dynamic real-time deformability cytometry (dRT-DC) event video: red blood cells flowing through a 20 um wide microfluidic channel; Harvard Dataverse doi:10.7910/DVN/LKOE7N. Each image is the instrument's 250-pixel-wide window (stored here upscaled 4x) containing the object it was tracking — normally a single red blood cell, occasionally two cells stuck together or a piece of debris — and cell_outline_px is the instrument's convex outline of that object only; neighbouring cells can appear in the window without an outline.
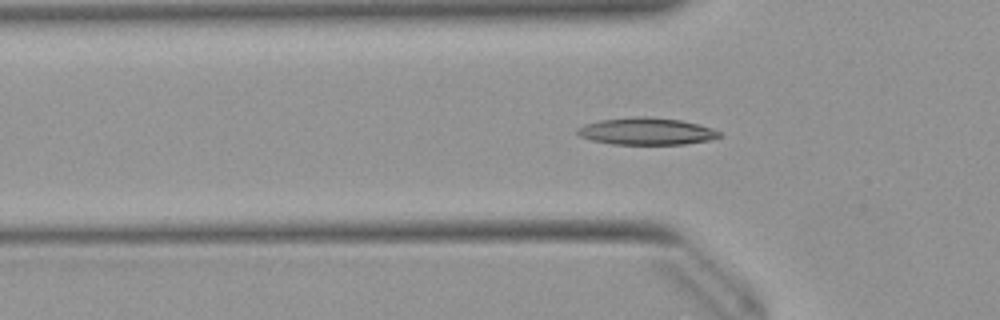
{"species": "Egyptian fruit bat (a non-hibernating species)", "species_latin": "Rousettus aegyptiacus", "temperature_condition": "warm", "stored_images_in_passage": 51, "segment_of_instrument_passage": [1, 2], "camera_frame_rate_fps": 3000, "um_per_image_px": 0.085, "animal": {"sex": "female"}, "frame": {"image": 1, "passage_image": 15, "time_ms": 4.667, "image_size_px": [1000, 320], "cell_outline_px": [[724, 136], [708, 140], [684, 144], [612, 144], [592, 140], [580, 136], [576, 132], [576, 128], [584, 124], [600, 120], [640, 116], [648, 116], [680, 120], [712, 128], [720, 132]], "centroid_in_image_um": [54.94, 11.16], "position_along_channel_um": 70.9, "area_um2": 22.31}}
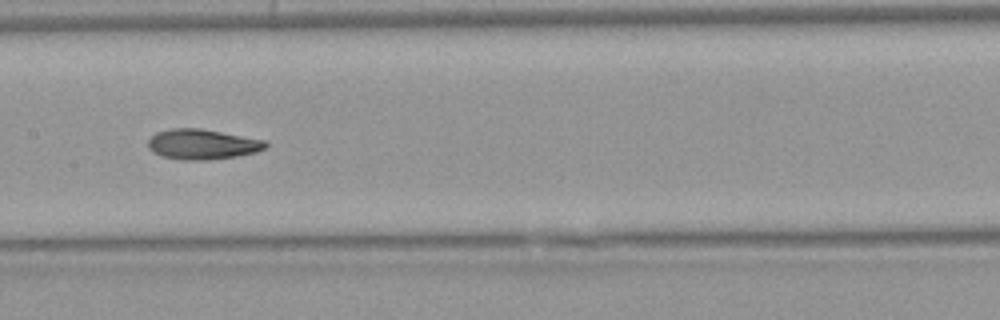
{"frame": {"image": 2, "passage_image": 24, "time_ms": 7.667, "image_size_px": [1000, 320], "cell_outline_px": [[268, 148], [256, 152], [236, 156], [208, 160], [180, 160], [160, 156], [152, 152], [148, 148], [148, 140], [156, 132], [172, 128], [200, 128], [264, 140], [268, 144]], "centroid_in_image_um": [17.17, 12.27], "position_along_channel_um": 190.2, "area_um2": 20.81}}
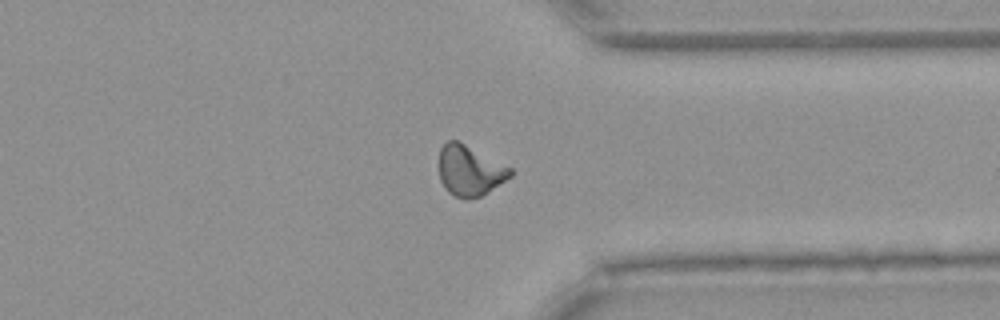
{"frame": {"image": 3, "passage_image": 38, "time_ms": 12.333, "image_size_px": [1000, 320], "cell_outline_px": [[512, 176], [488, 192], [480, 196], [468, 200], [464, 200], [448, 192], [444, 188], [440, 180], [440, 148], [448, 140], [456, 140], [512, 168]], "centroid_in_image_um": [39.93, 14.53], "position_along_channel_um": 371.5, "area_um2": 20.81}}